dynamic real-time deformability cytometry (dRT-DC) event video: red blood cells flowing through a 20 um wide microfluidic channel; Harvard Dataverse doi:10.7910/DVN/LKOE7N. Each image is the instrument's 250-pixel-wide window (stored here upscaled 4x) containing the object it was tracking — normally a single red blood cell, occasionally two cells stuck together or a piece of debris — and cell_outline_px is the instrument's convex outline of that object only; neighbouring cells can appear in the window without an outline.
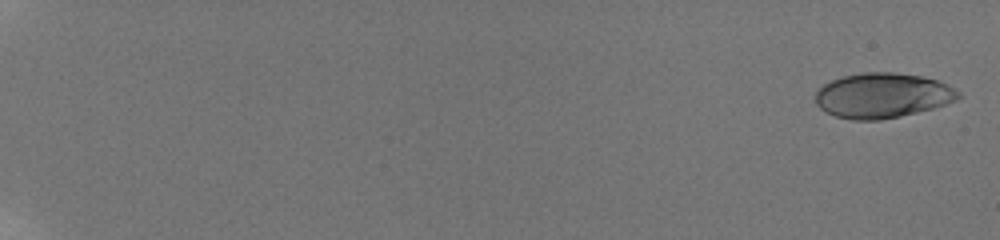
{"species": "human", "species_latin": "Homo sapiens", "temperature_condition": "room temperature", "stored_images_in_passage": 24, "camera_frame_rate_fps": 3000, "um_per_image_px": 0.085, "donor": {"sex": "male"}, "frame": {"image": 1, "passage_image": 1, "time_ms": 0.0, "image_size_px": [1000, 240], "cell_outline_px": [[960, 96], [956, 100], [932, 108], [900, 116], [880, 120], [852, 120], [836, 116], [820, 108], [816, 104], [816, 92], [824, 84], [832, 80], [844, 76], [864, 72], [892, 72], [920, 76], [936, 80], [960, 92]], "centroid_in_image_um": [74.98, 8.12], "position_along_channel_um": 10.0, "area_um2": 36.99}}
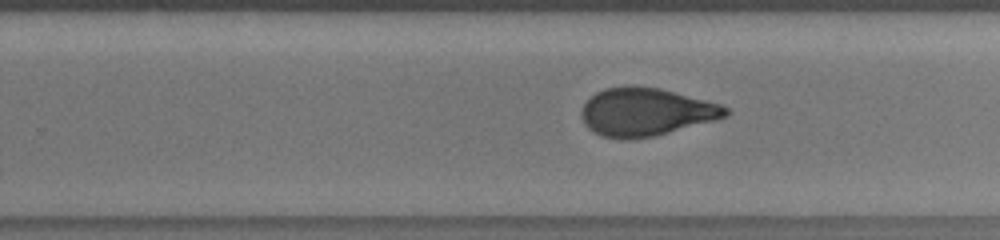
{"frame": {"image": 2, "passage_image": 15, "time_ms": 13.333, "image_size_px": [1000, 240], "cell_outline_px": [[732, 112], [728, 116], [716, 120], [656, 136], [632, 140], [624, 140], [600, 136], [592, 132], [584, 124], [580, 116], [580, 112], [584, 104], [596, 92], [604, 88], [660, 88], [720, 104], [728, 108]], "centroid_in_image_um": [54.9, 9.57], "position_along_channel_um": 274.9, "area_um2": 40.23}}
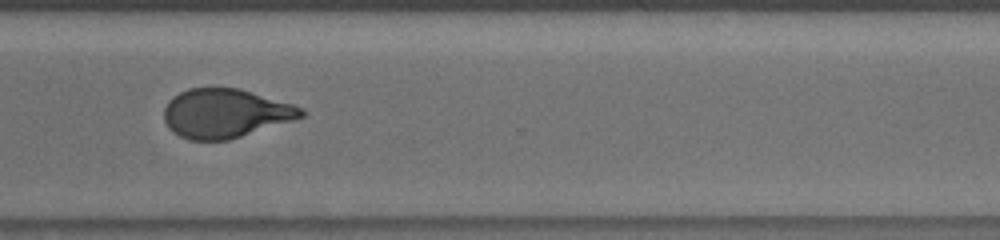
{"frame": {"image": 3, "passage_image": 19, "time_ms": 15.333, "image_size_px": [1000, 240], "cell_outline_px": [[304, 116], [292, 120], [228, 140], [188, 140], [172, 132], [168, 128], [164, 120], [164, 108], [168, 100], [172, 96], [188, 88], [240, 88], [292, 104], [304, 108]], "centroid_in_image_um": [19.1, 9.63], "position_along_channel_um": 351.5, "area_um2": 39.07}, "authors_computed_cell_mechanics": {"area_um2": 39.0439, "velocity_mm_per_s": 3.8313, "shape_relaxation_time_tau1_ms": 5.0443, "shape_relaxation_time_tau2_ms": 0.8632, "deformation_change_tau1": 0.174, "deformation_change_tau2": 0.0568}}